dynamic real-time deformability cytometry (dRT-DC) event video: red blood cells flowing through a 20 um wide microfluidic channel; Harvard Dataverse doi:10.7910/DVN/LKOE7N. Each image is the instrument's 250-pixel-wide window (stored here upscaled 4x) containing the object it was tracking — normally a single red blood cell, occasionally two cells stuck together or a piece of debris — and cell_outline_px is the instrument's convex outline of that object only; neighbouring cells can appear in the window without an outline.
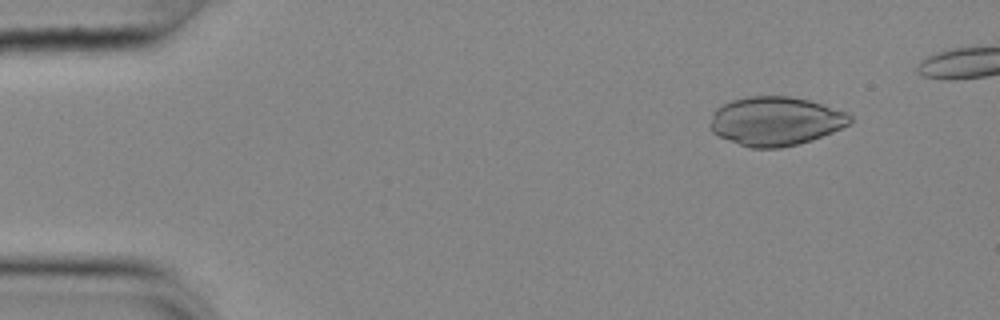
{"species": "common noctule bat (a hibernating species)", "species_latin": "Nyctalus noctula", "temperature_condition": "cold", "stored_images_in_passage": 7, "camera_frame_rate_fps": 3000, "um_per_image_px": 0.085, "animal": {"sex": "female", "body_mass_g": 25.1}, "frame": {"image": 1, "passage_image": 2, "time_ms": 0.333, "image_size_px": [1000, 320], "cell_outline_px": [[852, 120], [848, 124], [832, 132], [812, 140], [780, 148], [752, 148], [740, 144], [720, 136], [712, 132], [708, 128], [712, 112], [716, 108], [732, 100], [748, 96], [788, 96], [808, 100], [848, 112], [852, 116]], "centroid_in_image_um": [65.9, 10.29], "position_along_channel_um": 19.1, "area_um2": 39.77}}